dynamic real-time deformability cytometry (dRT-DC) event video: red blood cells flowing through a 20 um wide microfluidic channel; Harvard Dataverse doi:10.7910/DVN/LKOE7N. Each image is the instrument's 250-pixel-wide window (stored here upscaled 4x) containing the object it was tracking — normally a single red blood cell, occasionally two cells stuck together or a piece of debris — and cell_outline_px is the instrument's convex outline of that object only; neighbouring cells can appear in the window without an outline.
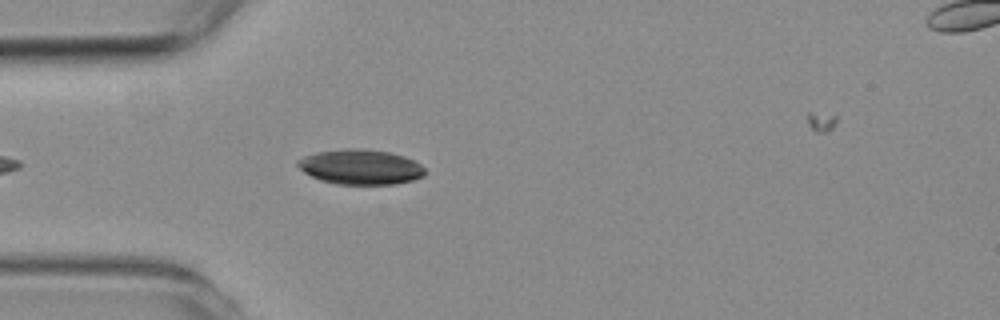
{"species": "common noctule bat (a hibernating species)", "species_latin": "Nyctalus noctula", "temperature_condition": "room temperature", "stored_images_in_passage": 28, "camera_frame_rate_fps": 3000, "um_per_image_px": 0.085, "animal": {"sex": "female", "body_mass_g": 19.3, "forearm_length_mm": 54.1}, "frame": {"image": 1, "passage_image": 5, "time_ms": 1.333, "image_size_px": [1000, 320], "cell_outline_px": [[424, 176], [412, 180], [396, 184], [336, 184], [320, 180], [304, 172], [296, 164], [296, 160], [304, 156], [316, 152], [348, 148], [356, 148], [388, 152], [404, 156], [420, 164], [424, 168]], "centroid_in_image_um": [30.62, 14.19], "position_along_channel_um": 54.4, "area_um2": 25.84}}
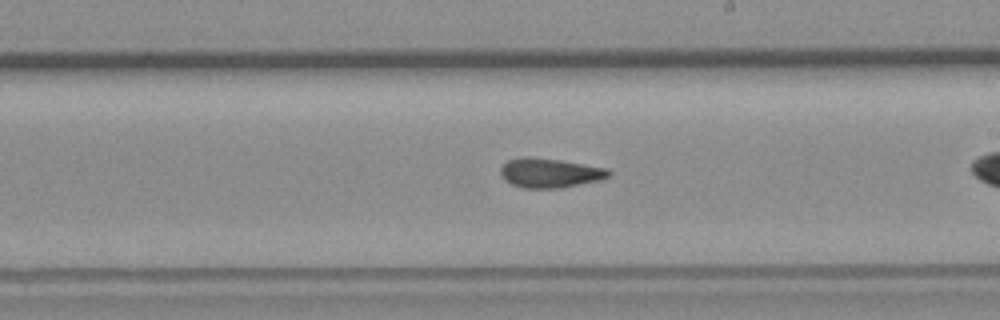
{"frame": {"image": 2, "passage_image": 17, "time_ms": 5.333, "image_size_px": [1000, 320], "cell_outline_px": [[612, 172], [608, 176], [600, 180], [560, 188], [520, 188], [504, 180], [500, 176], [500, 168], [508, 160], [524, 156], [528, 156], [560, 160], [608, 168]], "centroid_in_image_um": [46.71, 14.7], "position_along_channel_um": 242.3, "area_um2": 18.67}}
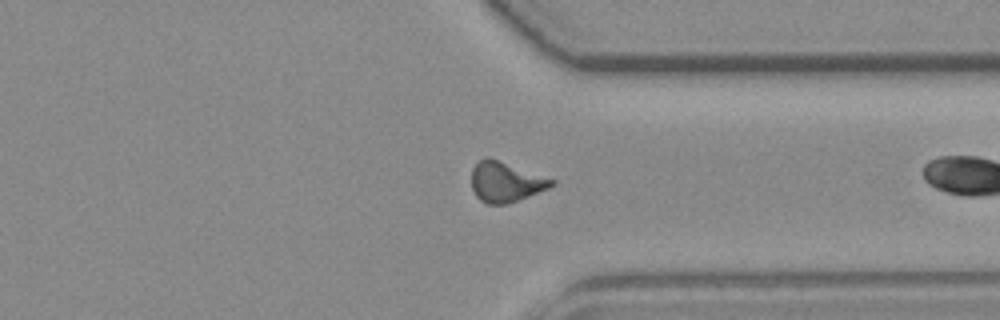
{"frame": {"image": 3, "passage_image": 27, "time_ms": 8.667, "image_size_px": [1000, 320], "cell_outline_px": [[556, 184], [548, 188], [528, 196], [504, 204], [488, 204], [480, 200], [476, 196], [472, 188], [472, 168], [484, 156], [488, 156], [556, 180]], "centroid_in_image_um": [42.97, 15.44], "position_along_channel_um": 368.4, "area_um2": 18.61}}